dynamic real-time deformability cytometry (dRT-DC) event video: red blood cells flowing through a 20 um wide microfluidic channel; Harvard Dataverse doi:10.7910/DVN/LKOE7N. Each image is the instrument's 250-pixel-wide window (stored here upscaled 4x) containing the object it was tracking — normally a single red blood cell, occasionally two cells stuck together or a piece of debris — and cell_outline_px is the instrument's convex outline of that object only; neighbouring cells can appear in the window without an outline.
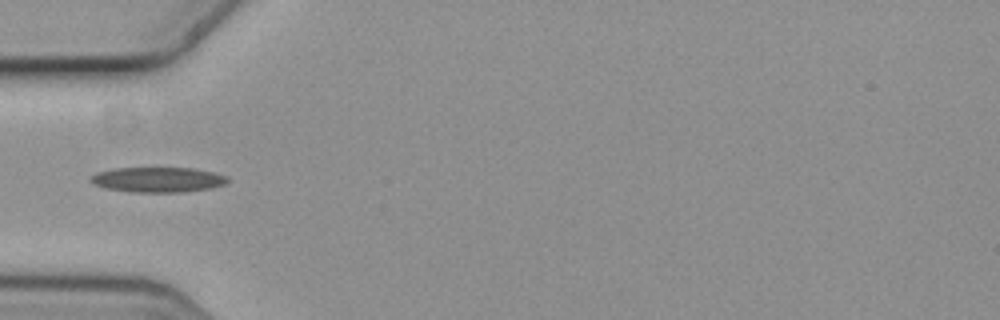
{"species": "common noctule bat (a hibernating species)", "species_latin": "Nyctalus noctula", "temperature_condition": "cold", "stored_images_in_passage": 4, "camera_frame_rate_fps": 3000, "um_per_image_px": 0.085, "animal": {"sex": "female", "body_mass_g": 19.3, "forearm_length_mm": 54.1}, "frame": {"image": 1, "passage_image": 4, "time_ms": 1.0, "image_size_px": [1000, 320], "cell_outline_px": [[228, 180], [224, 184], [212, 188], [180, 192], [132, 192], [108, 188], [92, 184], [88, 180], [88, 176], [96, 172], [112, 168], [192, 168], [212, 172], [228, 176]], "centroid_in_image_um": [13.36, 15.26], "position_along_channel_um": 71.6, "area_um2": 20.11}}